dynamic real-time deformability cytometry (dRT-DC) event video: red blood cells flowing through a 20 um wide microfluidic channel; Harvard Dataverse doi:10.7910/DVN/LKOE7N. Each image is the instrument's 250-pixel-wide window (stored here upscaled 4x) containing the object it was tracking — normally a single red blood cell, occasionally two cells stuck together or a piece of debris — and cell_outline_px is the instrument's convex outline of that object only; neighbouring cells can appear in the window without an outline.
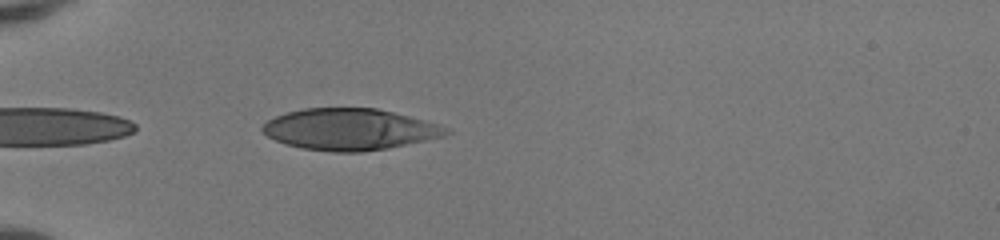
{"species": "human", "species_latin": "Homo sapiens", "temperature_condition": "room temperature", "stored_images_in_passage": 8, "camera_frame_rate_fps": 3000, "um_per_image_px": 0.085, "donor": {"sex": "female"}, "frame": {"image": 1, "passage_image": 3, "time_ms": 0.667, "image_size_px": [1000, 240], "cell_outline_px": [[452, 132], [444, 136], [388, 148], [360, 152], [332, 152], [300, 148], [284, 144], [268, 136], [260, 128], [268, 120], [276, 116], [288, 112], [304, 108], [376, 108], [440, 124], [452, 128]], "centroid_in_image_um": [29.74, 11.0], "position_along_channel_um": 55.3, "area_um2": 44.33}}
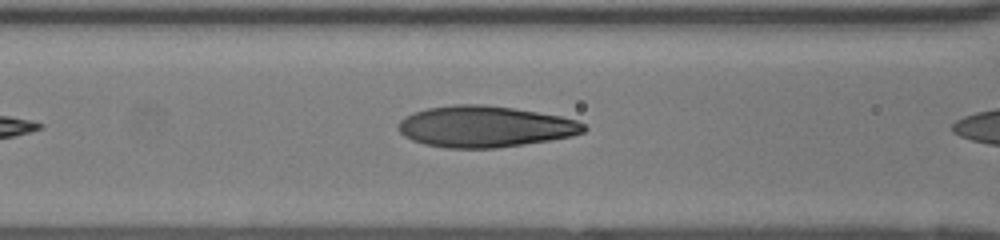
{"frame": {"image": 2, "passage_image": 6, "time_ms": 1.667, "image_size_px": [1000, 240], "cell_outline_px": [[588, 128], [584, 132], [572, 136], [524, 144], [496, 148], [444, 148], [424, 144], [412, 140], [404, 136], [396, 128], [396, 124], [404, 116], [412, 112], [428, 108], [456, 104], [480, 104], [512, 108], [560, 116], [576, 120], [584, 124]], "centroid_in_image_um": [41.16, 10.76], "position_along_channel_um": 125.4, "area_um2": 44.68}}